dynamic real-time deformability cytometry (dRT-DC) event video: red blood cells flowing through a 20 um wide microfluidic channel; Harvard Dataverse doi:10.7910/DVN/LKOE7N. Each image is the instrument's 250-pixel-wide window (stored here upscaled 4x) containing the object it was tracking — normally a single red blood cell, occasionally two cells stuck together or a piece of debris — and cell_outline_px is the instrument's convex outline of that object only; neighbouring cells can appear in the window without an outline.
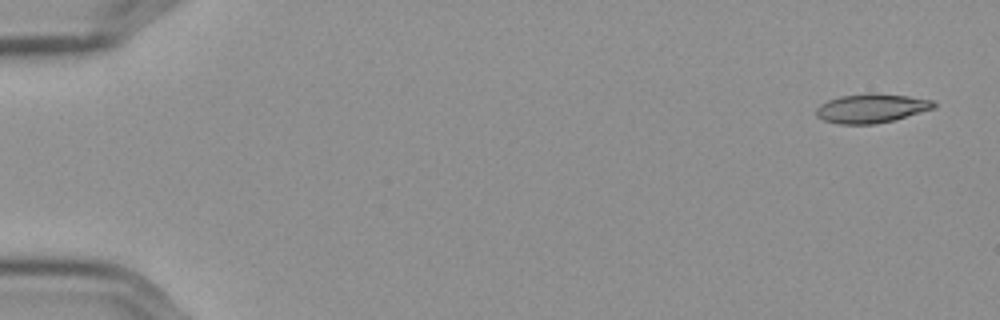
{"species": "Egyptian fruit bat (a non-hibernating species)", "species_latin": "Rousettus aegyptiacus", "temperature_condition": "cold", "stored_images_in_passage": 58, "camera_frame_rate_fps": 3000, "um_per_image_px": 0.085, "frame": {"image": 1, "passage_image": 3, "time_ms": 0.667, "image_size_px": [1000, 320], "cell_outline_px": [[936, 108], [892, 120], [876, 124], [836, 124], [824, 120], [816, 116], [816, 108], [820, 104], [828, 100], [840, 96], [868, 92], [876, 92], [908, 96], [932, 100], [936, 104]], "centroid_in_image_um": [74.05, 9.19], "position_along_channel_um": 10.9, "area_um2": 20.11}}
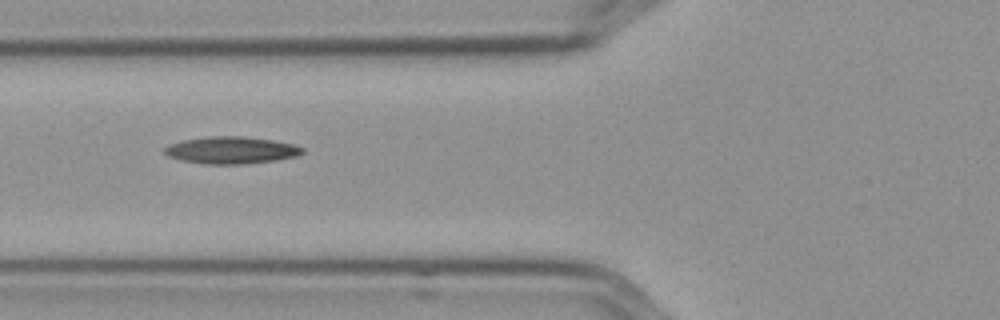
{"frame": {"image": 2, "passage_image": 23, "time_ms": 7.333, "image_size_px": [1000, 320], "cell_outline_px": [[304, 152], [296, 156], [276, 160], [240, 164], [204, 164], [184, 160], [168, 156], [164, 152], [164, 148], [168, 144], [184, 140], [208, 136], [244, 136], [272, 140], [292, 144], [304, 148]], "centroid_in_image_um": [19.65, 12.76], "position_along_channel_um": 106.2, "area_um2": 21.62}}
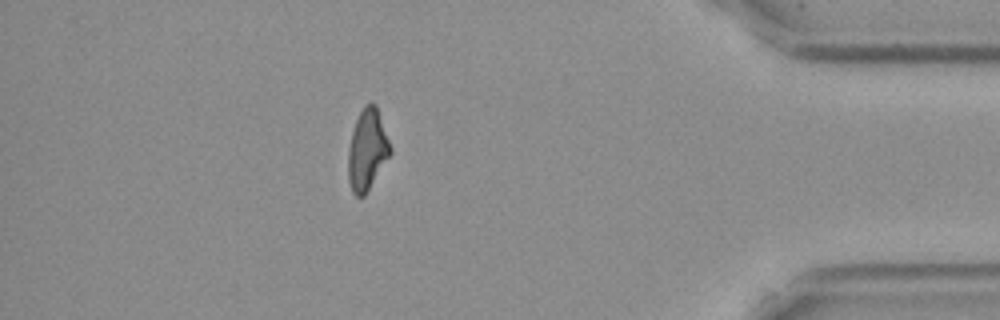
{"frame": {"image": 3, "passage_image": 51, "time_ms": 16.667, "image_size_px": [1000, 320], "cell_outline_px": [[392, 152], [364, 196], [356, 196], [352, 192], [348, 180], [348, 148], [352, 132], [356, 120], [364, 104], [376, 104], [392, 148]], "centroid_in_image_um": [31.21, 12.73], "position_along_channel_um": 404.0, "area_um2": 19.77}, "authors_computed_cell_mechanics": {"area_um2": 20.1144, "velocity_mm_per_s": 3.6012, "shape_relaxation_time_tau1_ms": null, "shape_relaxation_time_tau2_ms": 10.6342, "deformation_change_tau1": null, "deformation_change_tau2": 0.2265}}